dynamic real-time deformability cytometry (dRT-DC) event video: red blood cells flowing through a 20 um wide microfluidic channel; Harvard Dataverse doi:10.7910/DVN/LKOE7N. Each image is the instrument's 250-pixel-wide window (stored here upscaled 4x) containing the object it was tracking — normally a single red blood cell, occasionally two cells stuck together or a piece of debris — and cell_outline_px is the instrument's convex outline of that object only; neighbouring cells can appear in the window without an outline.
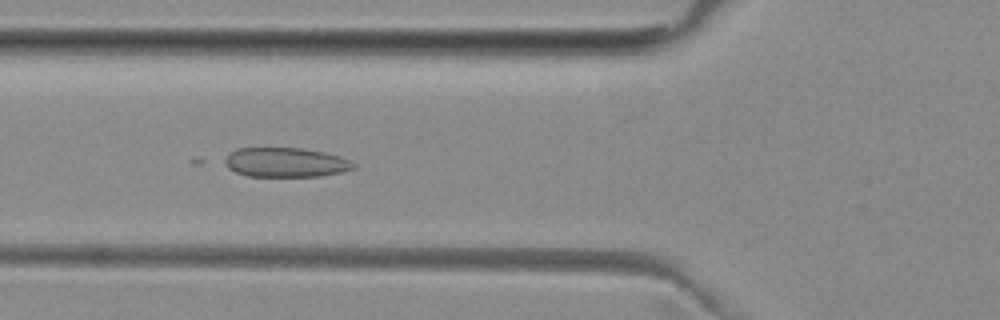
{"species": "common noctule bat (a hibernating species)", "species_latin": "Nyctalus noctula", "temperature_condition": "room temperature", "stored_images_in_passage": 22, "camera_frame_rate_fps": 3000, "um_per_image_px": 0.085, "animal": {"sex": "female", "body_mass_g": 29.2, "forearm_length_mm": 56.3}, "frame": {"image": 1, "passage_image": 12, "time_ms": 3.667, "image_size_px": [1000, 320], "cell_outline_px": [[356, 168], [344, 172], [320, 176], [248, 176], [236, 172], [228, 168], [220, 160], [236, 148], [300, 148], [324, 152], [340, 156], [356, 164]], "centroid_in_image_um": [24.26, 13.8], "position_along_channel_um": 101.5, "area_um2": 22.31}}
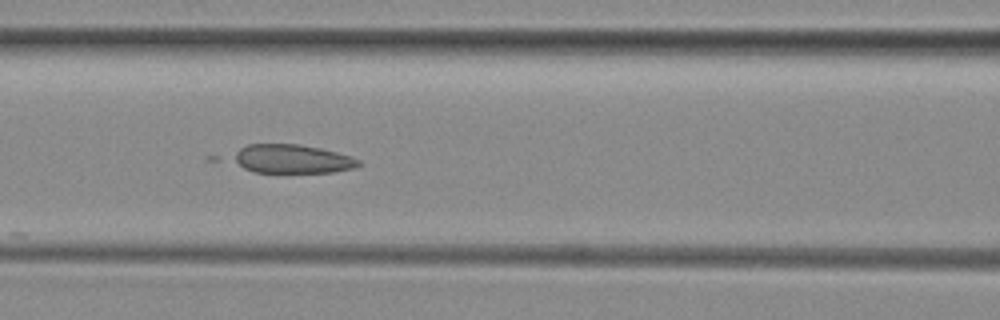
{"frame": {"image": 2, "passage_image": 15, "time_ms": 4.667, "image_size_px": [1000, 320], "cell_outline_px": [[360, 164], [356, 168], [332, 172], [252, 172], [244, 168], [232, 160], [228, 156], [240, 148], [248, 144], [300, 144], [320, 148], [352, 156], [360, 160]], "centroid_in_image_um": [24.79, 13.5], "position_along_channel_um": 141.8, "area_um2": 21.21}}
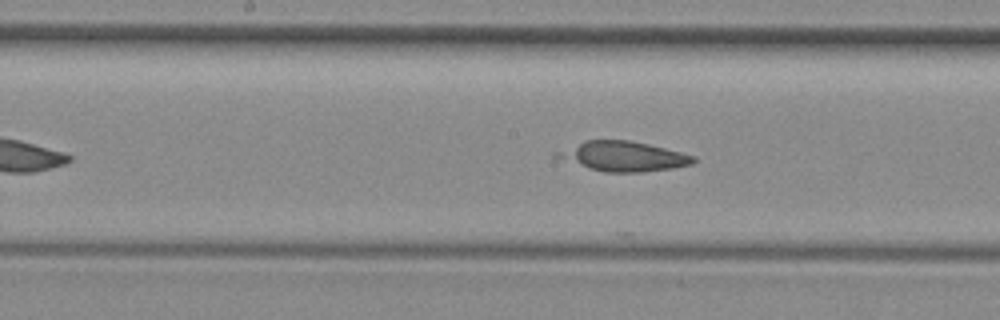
{"frame": {"image": 3, "passage_image": 19, "time_ms": 6.0, "image_size_px": [1000, 320], "cell_outline_px": [[696, 160], [692, 164], [672, 168], [644, 172], [604, 172], [588, 168], [572, 156], [568, 152], [584, 140], [628, 140], [648, 144], [696, 156]], "centroid_in_image_um": [53.37, 13.3], "position_along_channel_um": 194.8, "area_um2": 21.68}}